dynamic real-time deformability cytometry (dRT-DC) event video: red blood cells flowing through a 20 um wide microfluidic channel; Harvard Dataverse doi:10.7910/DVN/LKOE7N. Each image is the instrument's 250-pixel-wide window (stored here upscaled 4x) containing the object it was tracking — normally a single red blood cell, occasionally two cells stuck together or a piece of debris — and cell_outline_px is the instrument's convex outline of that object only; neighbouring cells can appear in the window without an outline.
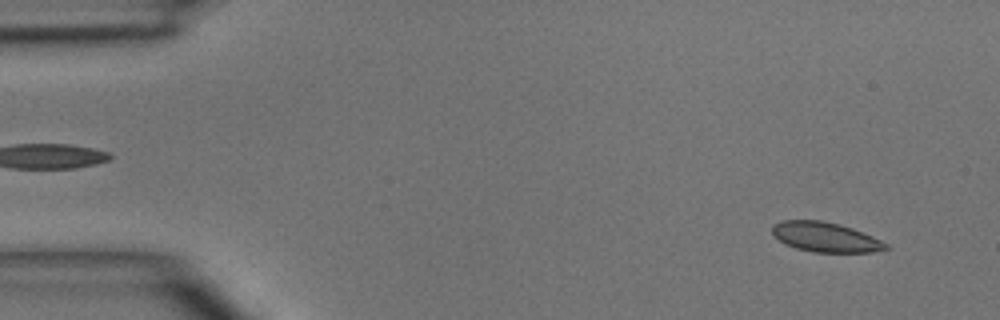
{"species": "common noctule bat (a hibernating species)", "species_latin": "Nyctalus noctula", "temperature_condition": "room temperature", "stored_images_in_passage": 5, "camera_frame_rate_fps": 3000, "um_per_image_px": 0.085, "animal": {"sex": "male", "body_mass_g": 15.6}, "frame": {"image": 1, "passage_image": 1, "time_ms": 0.0, "image_size_px": [1000, 320], "cell_outline_px": [[888, 248], [872, 252], [816, 252], [796, 248], [784, 244], [772, 236], [772, 224], [780, 220], [820, 220], [840, 224], [852, 228], [872, 236], [888, 244]], "centroid_in_image_um": [70.1, 20.14], "position_along_channel_um": 14.9, "area_um2": 19.77}}